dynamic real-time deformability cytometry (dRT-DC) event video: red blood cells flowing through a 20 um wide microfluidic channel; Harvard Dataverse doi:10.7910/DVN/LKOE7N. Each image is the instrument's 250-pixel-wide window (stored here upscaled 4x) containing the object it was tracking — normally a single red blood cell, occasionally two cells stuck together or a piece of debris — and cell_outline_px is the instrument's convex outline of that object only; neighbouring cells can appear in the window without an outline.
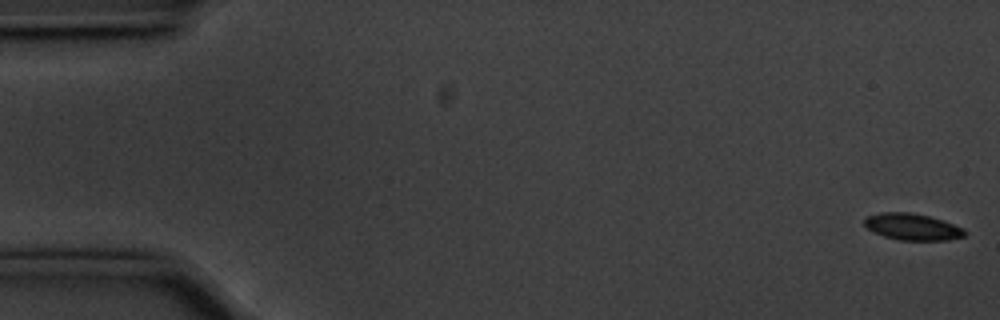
{"species": "common noctule bat (a hibernating species)", "species_latin": "Nyctalus noctula", "temperature_condition": "cold", "stored_images_in_passage": 56, "camera_frame_rate_fps": 3000, "um_per_image_px": 0.085, "animal": {"sex": "male", "body_mass_g": 20.1, "forearm_length_mm": 53.5}, "frame": {"image": 1, "passage_image": 1, "time_ms": 0.0, "image_size_px": [1000, 320], "cell_outline_px": [[968, 232], [964, 236], [948, 240], [900, 240], [884, 236], [872, 232], [864, 224], [864, 220], [868, 216], [880, 212], [912, 212], [944, 220], [964, 228]], "centroid_in_image_um": [77.58, 19.27], "position_along_channel_um": 7.4, "area_um2": 15.66}}
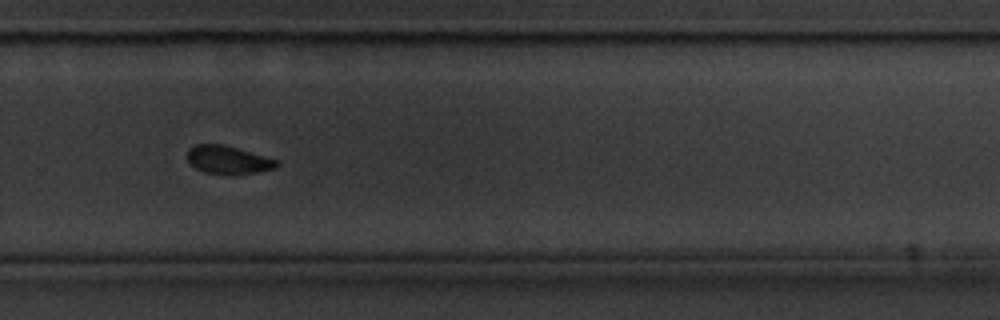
{"frame": {"image": 2, "passage_image": 38, "time_ms": 12.333, "image_size_px": [1000, 320], "cell_outline_px": [[280, 164], [276, 168], [256, 172], [204, 172], [188, 164], [188, 148], [196, 144], [224, 144], [280, 160]], "centroid_in_image_um": [19.4, 13.54], "position_along_channel_um": 310.4, "area_um2": 14.33}}
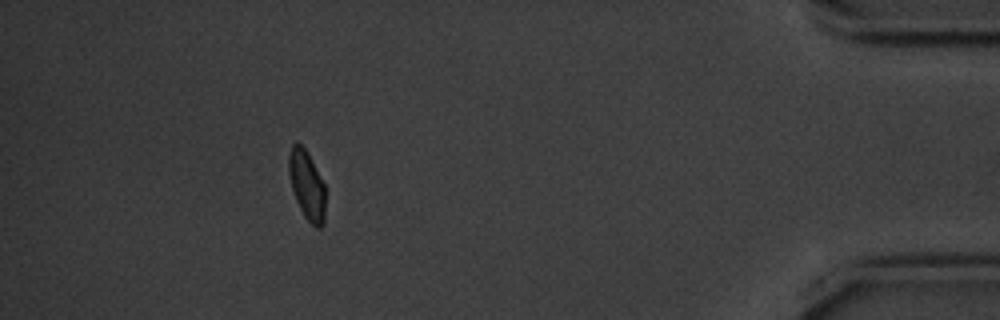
{"frame": {"image": 3, "passage_image": 51, "time_ms": 16.667, "image_size_px": [1000, 320], "cell_outline_px": [[324, 224], [320, 228], [316, 228], [304, 216], [296, 200], [292, 188], [288, 172], [288, 156], [292, 144], [296, 140], [308, 152], [324, 184]], "centroid_in_image_um": [26.06, 15.7], "position_along_channel_um": 409.1, "area_um2": 14.68}, "authors_computed_cell_mechanics": {"area_um2": 16.0106, "velocity_mm_per_s": 3.5476, "shape_relaxation_time_tau1_ms": 2.8601, "shape_relaxation_time_tau2_ms": 8.6034, "deformation_change_tau1": 0.0753, "deformation_change_tau2": 0.0993}}